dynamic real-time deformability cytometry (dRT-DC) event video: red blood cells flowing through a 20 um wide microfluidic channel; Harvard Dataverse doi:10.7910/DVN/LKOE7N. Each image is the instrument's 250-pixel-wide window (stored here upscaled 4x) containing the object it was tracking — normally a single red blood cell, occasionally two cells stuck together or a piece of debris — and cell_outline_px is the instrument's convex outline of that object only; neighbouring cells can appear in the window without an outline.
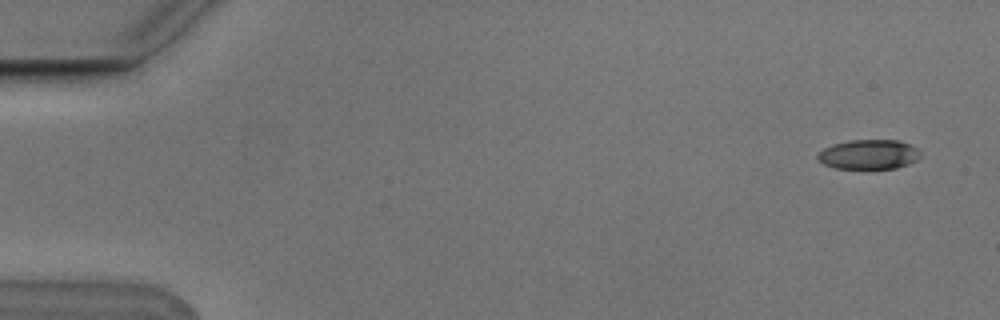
{"species": "Egyptian fruit bat (a non-hibernating species)", "species_latin": "Rousettus aegyptiacus", "temperature_condition": "cold", "stored_images_in_passage": 6, "segment_of_instrument_passage": [1, 2], "camera_frame_rate_fps": 3000, "um_per_image_px": 0.085, "animal": {"sex": "male"}, "frame": {"image": 1, "passage_image": 1, "time_ms": 0.0, "image_size_px": [1000, 320], "cell_outline_px": [[920, 156], [916, 160], [908, 164], [896, 168], [836, 168], [824, 164], [816, 160], [816, 156], [824, 148], [832, 144], [848, 140], [896, 140], [908, 144], [916, 148], [920, 152]], "centroid_in_image_um": [73.81, 13.12], "position_along_channel_um": 11.2, "area_um2": 17.63}}
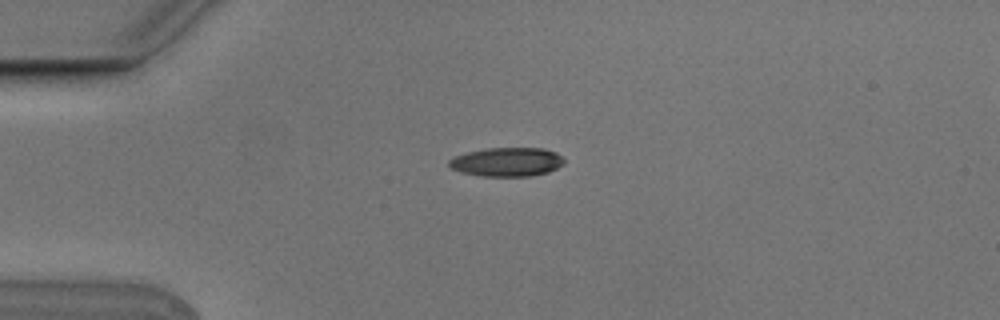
{"frame": {"image": 2, "passage_image": 4, "time_ms": 1.0, "image_size_px": [1000, 320], "cell_outline_px": [[564, 164], [548, 172], [532, 176], [480, 176], [464, 172], [452, 168], [448, 164], [448, 160], [456, 156], [468, 152], [488, 148], [544, 148], [556, 152], [564, 160]], "centroid_in_image_um": [43.12, 13.76], "position_along_channel_um": 41.9, "area_um2": 19.25}}